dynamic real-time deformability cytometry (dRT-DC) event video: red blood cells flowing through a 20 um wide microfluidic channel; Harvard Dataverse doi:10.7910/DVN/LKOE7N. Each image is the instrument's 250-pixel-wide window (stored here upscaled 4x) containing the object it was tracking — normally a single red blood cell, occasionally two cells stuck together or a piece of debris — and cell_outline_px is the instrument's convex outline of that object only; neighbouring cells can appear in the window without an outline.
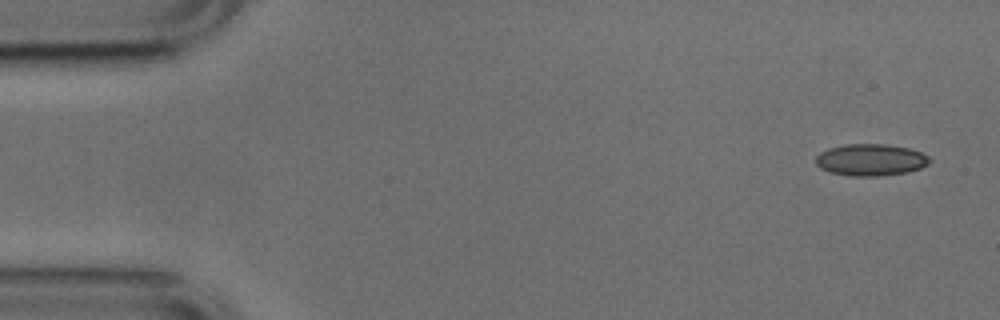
{"species": "common noctule bat (a hibernating species)", "species_latin": "Nyctalus noctula", "temperature_condition": "cold", "stored_images_in_passage": 3, "camera_frame_rate_fps": 3000, "um_per_image_px": 0.085, "animal": {"sex": "male", "body_mass_g": 17.9, "forearm_length_mm": 54.2}, "frame": {"image": 1, "passage_image": 1, "time_ms": 0.0, "image_size_px": [1000, 320], "cell_outline_px": [[932, 160], [928, 164], [920, 168], [908, 172], [880, 176], [848, 176], [832, 172], [820, 168], [816, 164], [816, 156], [820, 152], [828, 148], [844, 144], [888, 144], [908, 148], [920, 152], [928, 156]], "centroid_in_image_um": [74.01, 13.58], "position_along_channel_um": 11.0, "area_um2": 21.21}}